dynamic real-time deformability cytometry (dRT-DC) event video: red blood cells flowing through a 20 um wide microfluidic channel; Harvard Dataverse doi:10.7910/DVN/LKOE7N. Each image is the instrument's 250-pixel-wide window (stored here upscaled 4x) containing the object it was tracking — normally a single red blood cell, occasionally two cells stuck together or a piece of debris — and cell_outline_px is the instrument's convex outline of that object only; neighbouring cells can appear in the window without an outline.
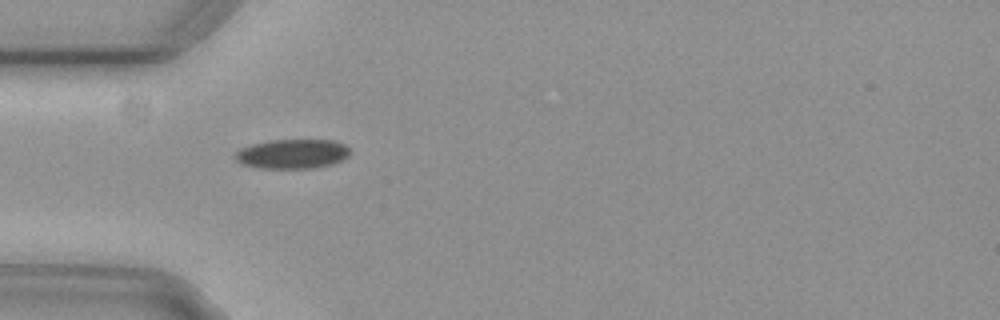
{"species": "common noctule bat (a hibernating species)", "species_latin": "Nyctalus noctula", "temperature_condition": "cold", "stored_images_in_passage": 41, "camera_frame_rate_fps": 3000, "um_per_image_px": 0.085, "animal": {"sex": "female", "body_mass_g": 29.2, "forearm_length_mm": 56.3}, "frame": {"image": 1, "passage_image": 2, "time_ms": 0.333, "image_size_px": [1000, 320], "cell_outline_px": [[348, 156], [332, 164], [312, 168], [260, 168], [240, 164], [232, 156], [240, 148], [252, 144], [272, 140], [332, 140], [344, 144], [348, 148]], "centroid_in_image_um": [24.79, 13.08], "position_along_channel_um": 60.2, "area_um2": 19.65}}
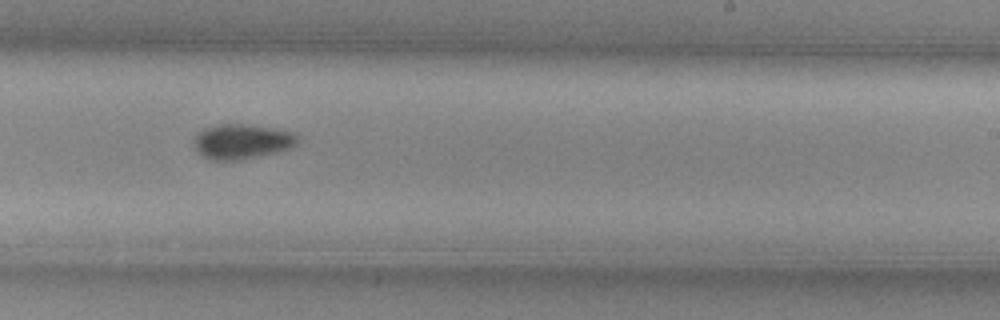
{"frame": {"image": 2, "passage_image": 19, "time_ms": 6.0, "image_size_px": [1000, 320], "cell_outline_px": [[300, 140], [288, 148], [276, 152], [236, 160], [212, 160], [204, 156], [196, 148], [192, 140], [204, 128], [216, 124], [248, 124], [272, 128], [292, 132]], "centroid_in_image_um": [20.53, 12.01], "position_along_channel_um": 268.5, "area_um2": 20.69}}
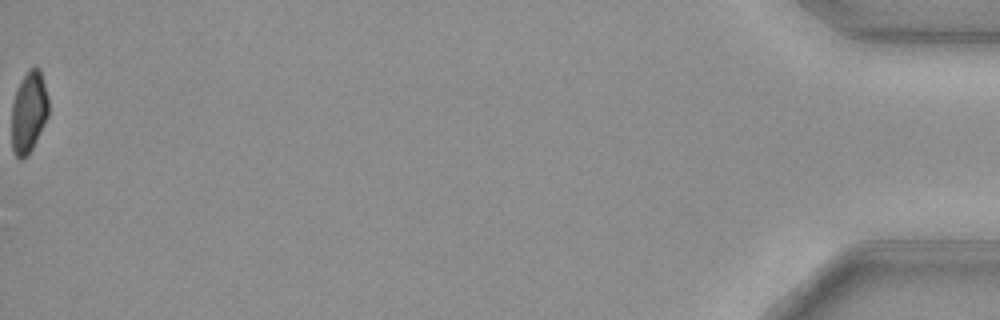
{"frame": {"image": 3, "passage_image": 41, "time_ms": 13.333, "image_size_px": [1000, 320], "cell_outline_px": [[48, 116], [32, 148], [20, 160], [16, 156], [12, 148], [12, 104], [16, 92], [28, 68], [40, 68], [48, 96]], "centroid_in_image_um": [2.45, 9.51], "position_along_channel_um": 432.7, "area_um2": 17.17}, "authors_computed_cell_mechanics": {"area_um2": 19.7098, "velocity_mm_per_s": 3.7269, "shape_relaxation_time_tau1_ms": 4.7461, "shape_relaxation_time_tau2_ms": null, "deformation_change_tau1": 0.097, "deformation_change_tau2": null}}